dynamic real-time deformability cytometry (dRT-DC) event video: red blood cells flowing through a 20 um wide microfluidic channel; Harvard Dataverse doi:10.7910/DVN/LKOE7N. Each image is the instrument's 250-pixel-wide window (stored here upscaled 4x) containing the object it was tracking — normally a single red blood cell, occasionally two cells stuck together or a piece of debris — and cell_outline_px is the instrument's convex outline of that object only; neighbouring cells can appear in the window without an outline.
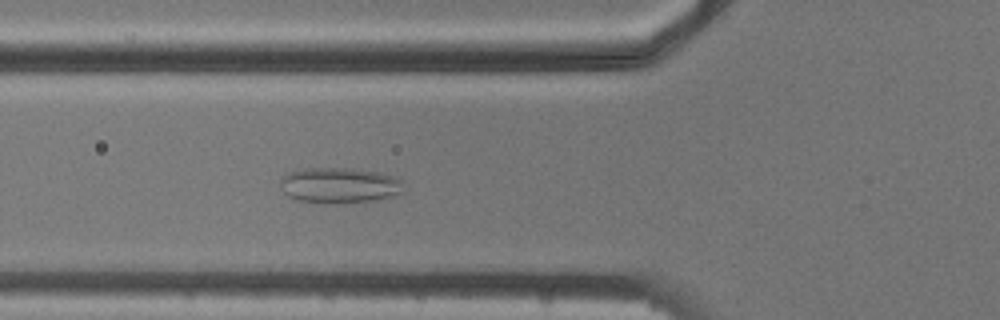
{"species": "common noctule bat (a hibernating species)", "species_latin": "Nyctalus noctula", "temperature_condition": "cold", "stored_images_in_passage": 6, "camera_frame_rate_fps": 3000, "um_per_image_px": 0.085, "animal": {"sex": "male", "body_mass_g": 20.5, "forearm_length_mm": 52.5}, "frame": {"image": 1, "passage_image": 6, "time_ms": 6.0, "image_size_px": [1000, 320], "cell_outline_px": [[404, 192], [396, 196], [380, 200], [344, 204], [324, 204], [296, 200], [288, 196], [280, 188], [280, 180], [288, 172], [304, 168], [352, 168], [380, 172], [396, 176], [400, 180]], "centroid_in_image_um": [28.88, 15.77], "position_along_channel_um": 96.9, "area_um2": 26.41}}